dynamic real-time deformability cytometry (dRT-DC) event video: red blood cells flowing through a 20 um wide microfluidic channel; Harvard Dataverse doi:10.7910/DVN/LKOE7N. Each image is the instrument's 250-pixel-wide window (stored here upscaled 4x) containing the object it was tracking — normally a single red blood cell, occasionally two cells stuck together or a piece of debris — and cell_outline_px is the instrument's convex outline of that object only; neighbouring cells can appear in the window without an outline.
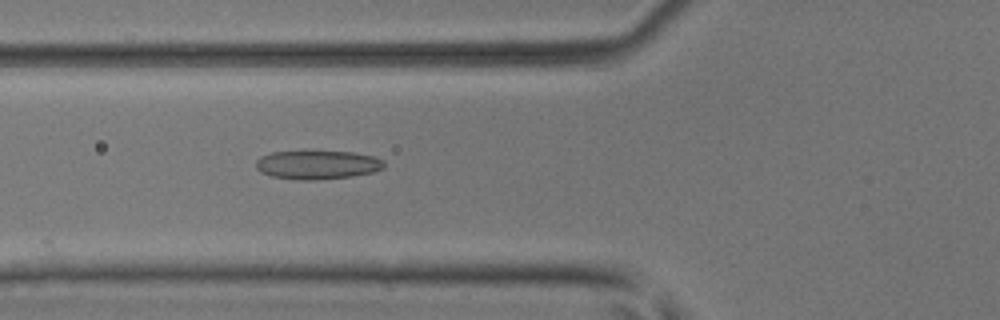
{"species": "common noctule bat (a hibernating species)", "species_latin": "Nyctalus noctula", "temperature_condition": "room temperature", "stored_images_in_passage": 3, "camera_frame_rate_fps": 3000, "um_per_image_px": 0.085, "animal": {"sex": "male", "body_mass_g": 17.9, "forearm_length_mm": 54.2}, "frame": {"image": 1, "passage_image": 3, "time_ms": 0.667, "image_size_px": [1000, 320], "cell_outline_px": [[384, 168], [372, 172], [352, 176], [312, 180], [300, 180], [272, 176], [260, 172], [256, 168], [256, 160], [260, 156], [272, 152], [304, 148], [352, 152], [372, 156], [384, 160]], "centroid_in_image_um": [26.93, 13.95], "position_along_channel_um": 98.9, "area_um2": 22.37}}